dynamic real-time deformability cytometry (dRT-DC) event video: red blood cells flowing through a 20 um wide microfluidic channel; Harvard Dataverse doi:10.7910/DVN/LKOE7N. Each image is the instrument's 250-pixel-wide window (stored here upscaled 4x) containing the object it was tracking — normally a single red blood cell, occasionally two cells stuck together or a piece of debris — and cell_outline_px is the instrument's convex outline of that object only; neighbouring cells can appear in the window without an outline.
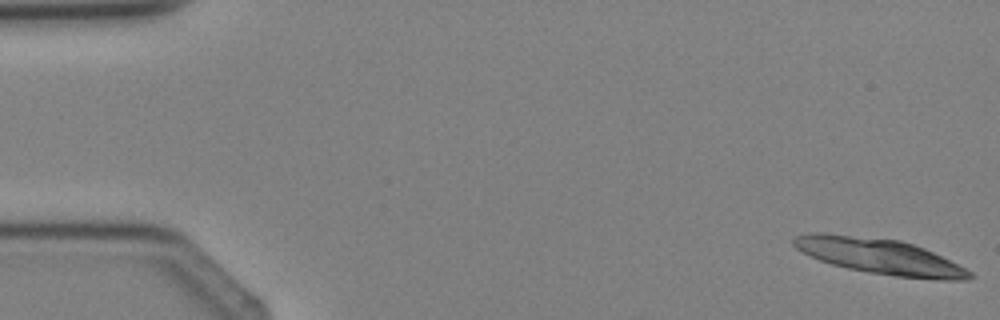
{"species": "Egyptian fruit bat (a non-hibernating species)", "species_latin": "Rousettus aegyptiacus", "temperature_condition": "cold", "stored_images_in_passage": 4, "camera_frame_rate_fps": 3000, "um_per_image_px": 0.085, "animal": {"sex": "female"}, "frame": {"image": 1, "passage_image": 1, "time_ms": 0.0, "image_size_px": [1000, 320], "cell_outline_px": [[976, 276], [968, 280], [936, 280], [896, 276], [868, 272], [848, 268], [832, 264], [820, 260], [796, 248], [792, 244], [792, 240], [796, 236], [808, 232], [824, 232], [900, 240], [924, 248], [972, 272]], "centroid_in_image_um": [74.77, 21.78], "position_along_channel_um": 10.2, "area_um2": 36.24}}